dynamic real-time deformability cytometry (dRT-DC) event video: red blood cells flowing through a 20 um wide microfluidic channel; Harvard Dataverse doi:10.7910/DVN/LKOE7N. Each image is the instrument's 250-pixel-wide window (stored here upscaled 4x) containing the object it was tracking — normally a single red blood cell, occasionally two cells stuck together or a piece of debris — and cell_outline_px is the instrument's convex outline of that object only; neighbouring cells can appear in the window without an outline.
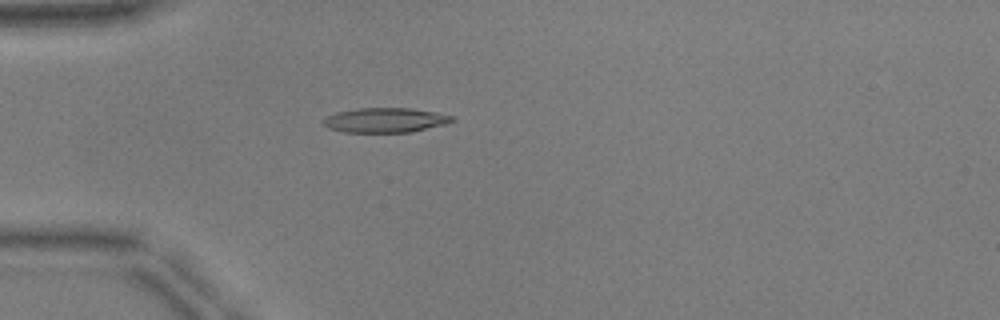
{"species": "common noctule bat (a hibernating species)", "species_latin": "Nyctalus noctula", "temperature_condition": "warm", "stored_images_in_passage": 41, "camera_frame_rate_fps": 3000, "um_per_image_px": 0.085, "animal": {"sex": "male", "body_mass_g": 17.9, "forearm_length_mm": 54.2}, "frame": {"image": 1, "passage_image": 4, "time_ms": 1.0, "image_size_px": [1000, 320], "cell_outline_px": [[456, 120], [448, 124], [412, 132], [344, 132], [328, 128], [324, 124], [324, 120], [328, 116], [336, 112], [356, 108], [412, 108], [436, 112], [456, 116]], "centroid_in_image_um": [32.83, 10.21], "position_along_channel_um": 52.2, "area_um2": 18.73}}
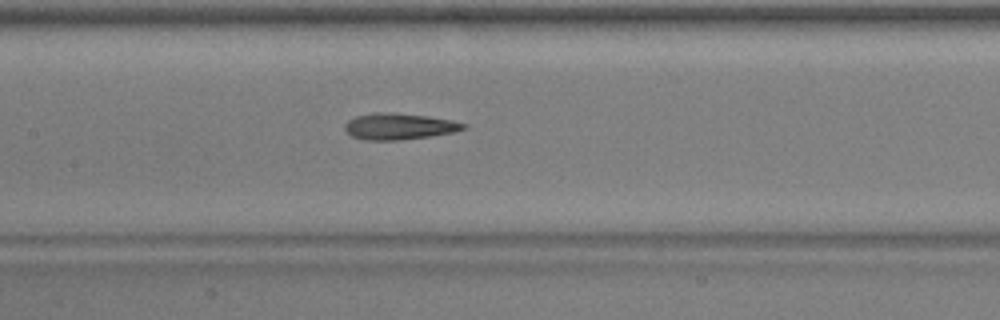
{"frame": {"image": 2, "passage_image": 14, "time_ms": 4.333, "image_size_px": [1000, 320], "cell_outline_px": [[468, 128], [452, 132], [428, 136], [396, 140], [364, 140], [352, 136], [344, 128], [344, 124], [348, 120], [356, 116], [372, 112], [392, 112], [428, 116], [468, 124]], "centroid_in_image_um": [33.89, 10.73], "position_along_channel_um": 173.5, "area_um2": 18.09}}
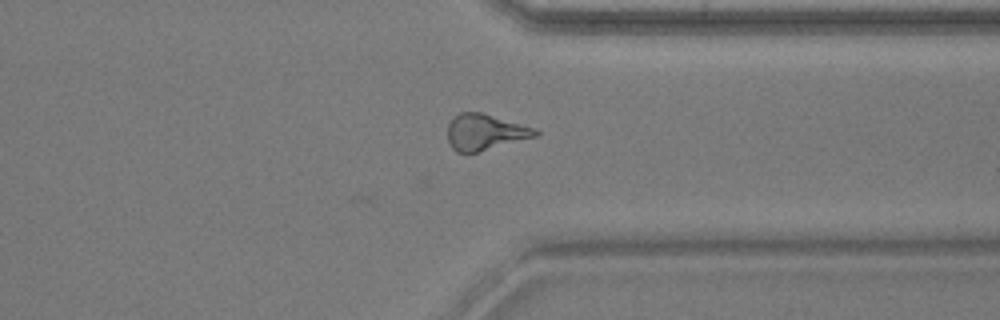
{"frame": {"image": 3, "passage_image": 29, "time_ms": 9.333, "image_size_px": [1000, 320], "cell_outline_px": [[540, 132], [536, 136], [476, 152], [456, 152], [452, 148], [448, 140], [448, 124], [460, 112], [480, 112], [536, 128]], "centroid_in_image_um": [41.22, 11.22], "position_along_channel_um": 370.2, "area_um2": 18.03}, "authors_computed_cell_mechanics": {"area_um2": 17.629, "velocity_mm_per_s": 3.9515, "shape_relaxation_time_tau1_ms": 7.9101, "shape_relaxation_time_tau2_ms": 3.5077, "deformation_change_tau1": 0.2207, "deformation_change_tau2": 0.1552}}